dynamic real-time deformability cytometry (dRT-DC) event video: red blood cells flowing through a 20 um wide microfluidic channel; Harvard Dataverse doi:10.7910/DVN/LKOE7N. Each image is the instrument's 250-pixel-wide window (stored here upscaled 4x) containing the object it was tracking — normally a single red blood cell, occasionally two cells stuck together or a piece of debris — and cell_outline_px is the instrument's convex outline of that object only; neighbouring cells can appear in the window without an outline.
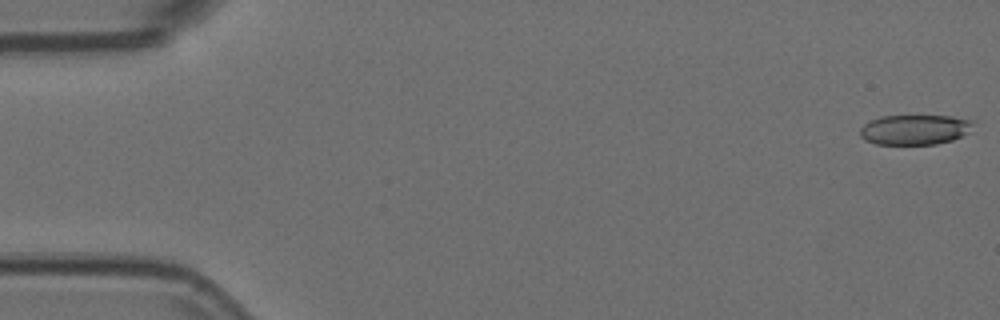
{"species": "Egyptian fruit bat (a non-hibernating species)", "species_latin": "Rousettus aegyptiacus", "temperature_condition": "room temperature", "stored_images_in_passage": 10, "camera_frame_rate_fps": 3000, "um_per_image_px": 0.085, "animal": {"sex": "female"}, "frame": {"image": 1, "passage_image": 1, "time_ms": 0.0, "image_size_px": [1000, 320], "cell_outline_px": [[976, 120], [972, 132], [952, 140], [936, 144], [876, 144], [864, 140], [860, 136], [860, 128], [864, 124], [880, 116], [952, 116]], "centroid_in_image_um": [77.82, 11.01], "position_along_channel_um": 7.2, "area_um2": 20.11}}